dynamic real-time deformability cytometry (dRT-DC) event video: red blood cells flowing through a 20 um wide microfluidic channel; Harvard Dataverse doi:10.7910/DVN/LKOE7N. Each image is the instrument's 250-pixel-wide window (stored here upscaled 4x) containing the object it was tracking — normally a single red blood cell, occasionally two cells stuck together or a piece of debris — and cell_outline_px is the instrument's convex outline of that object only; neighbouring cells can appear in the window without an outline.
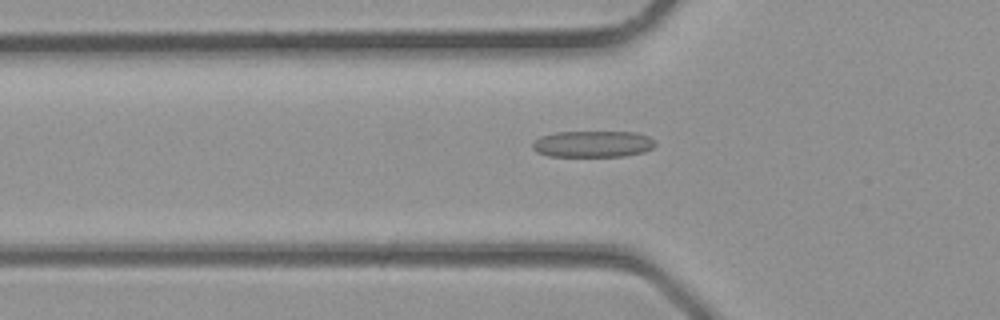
{"species": "common noctule bat (a hibernating species)", "species_latin": "Nyctalus noctula", "temperature_condition": "room temperature", "stored_images_in_passage": 5, "camera_frame_rate_fps": 3000, "um_per_image_px": 0.085, "animal": {"sex": "male", "body_mass_g": 23.1, "forearm_length_mm": 52.7}, "frame": {"image": 1, "passage_image": 5, "time_ms": 1.333, "image_size_px": [1000, 320], "cell_outline_px": [[656, 144], [652, 148], [644, 152], [624, 156], [548, 156], [536, 152], [532, 148], [532, 144], [540, 136], [556, 132], [636, 132], [648, 136], [656, 140]], "centroid_in_image_um": [50.4, 12.24], "position_along_channel_um": 75.4, "area_um2": 19.02}}